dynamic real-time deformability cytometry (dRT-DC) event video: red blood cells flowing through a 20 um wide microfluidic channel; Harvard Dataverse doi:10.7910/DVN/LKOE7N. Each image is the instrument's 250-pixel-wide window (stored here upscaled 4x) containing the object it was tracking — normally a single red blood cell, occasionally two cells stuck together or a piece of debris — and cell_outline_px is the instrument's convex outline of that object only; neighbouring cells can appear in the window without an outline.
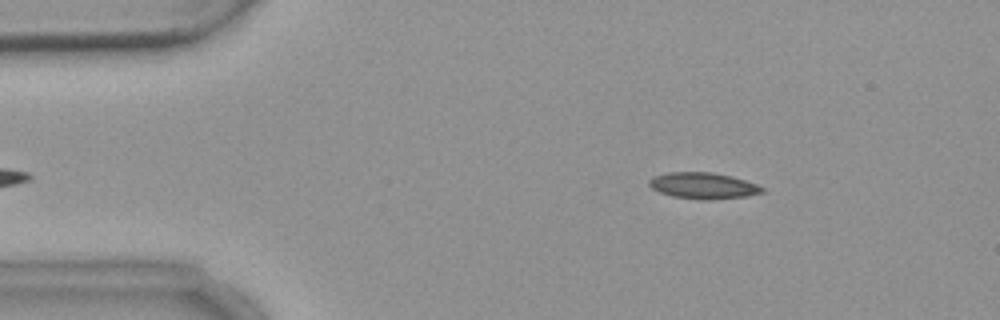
{"species": "common noctule bat (a hibernating species)", "species_latin": "Nyctalus noctula", "temperature_condition": "warm", "stored_images_in_passage": 3, "camera_frame_rate_fps": 3000, "um_per_image_px": 0.085, "animal": {"sex": "female", "body_mass_g": 18.4}, "frame": {"image": 1, "passage_image": 1, "time_ms": 0.0, "image_size_px": [1000, 320], "cell_outline_px": [[764, 192], [744, 196], [708, 200], [700, 200], [672, 196], [660, 192], [652, 188], [648, 184], [648, 180], [652, 176], [668, 172], [712, 172], [732, 176], [756, 184], [764, 188]], "centroid_in_image_um": [59.73, 15.77], "position_along_channel_um": 25.3, "area_um2": 17.28}}